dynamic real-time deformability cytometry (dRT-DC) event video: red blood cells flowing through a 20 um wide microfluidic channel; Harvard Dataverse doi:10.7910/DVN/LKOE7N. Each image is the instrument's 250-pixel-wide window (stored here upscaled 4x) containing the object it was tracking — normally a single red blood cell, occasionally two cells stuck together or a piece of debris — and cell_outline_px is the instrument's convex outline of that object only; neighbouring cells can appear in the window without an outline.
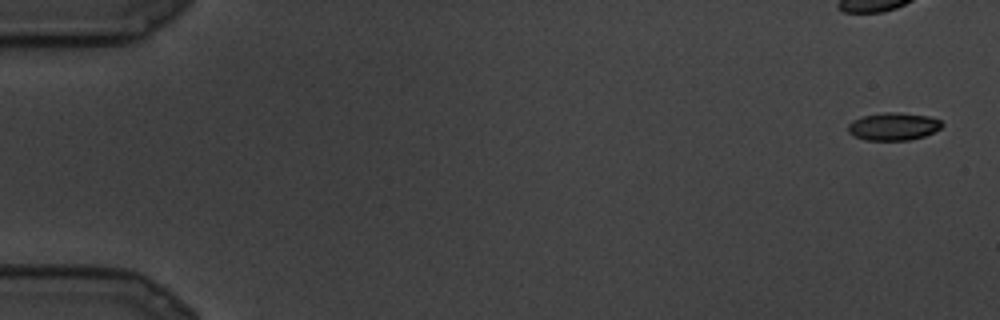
{"species": "common noctule bat (a hibernating species)", "species_latin": "Nyctalus noctula", "temperature_condition": "cold", "stored_images_in_passage": 17, "camera_frame_rate_fps": 3000, "um_per_image_px": 0.085, "animal": {"sex": "male", "body_mass_g": 19.5, "forearm_length_mm": 54.6}, "frame": {"image": 1, "passage_image": 1, "time_ms": 0.0, "image_size_px": [1000, 320], "cell_outline_px": [[944, 124], [940, 128], [924, 136], [908, 140], [864, 140], [848, 132], [848, 124], [852, 120], [864, 116], [884, 112], [900, 112], [928, 116], [940, 120]], "centroid_in_image_um": [75.93, 10.74], "position_along_channel_um": 9.1, "area_um2": 15.09}}